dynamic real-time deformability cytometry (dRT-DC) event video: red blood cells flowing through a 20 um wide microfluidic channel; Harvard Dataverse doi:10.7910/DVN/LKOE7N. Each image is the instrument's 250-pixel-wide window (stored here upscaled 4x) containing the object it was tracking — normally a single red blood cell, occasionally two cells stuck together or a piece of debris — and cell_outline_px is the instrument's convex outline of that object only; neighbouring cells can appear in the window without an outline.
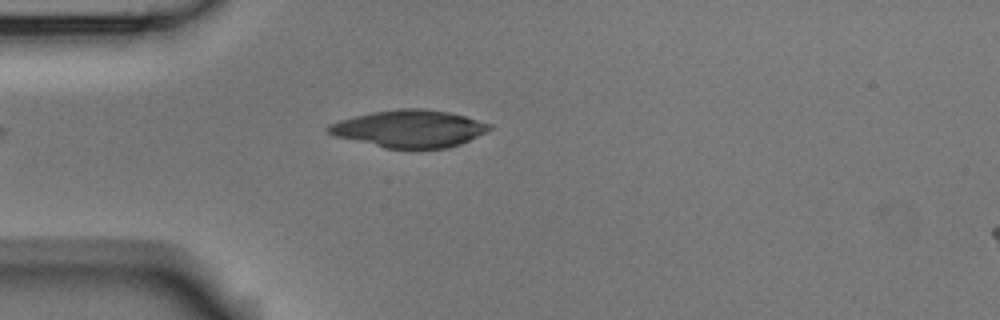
{"species": "Egyptian fruit bat (a non-hibernating species)", "species_latin": "Rousettus aegyptiacus", "temperature_condition": "room temperature", "stored_images_in_passage": 4, "camera_frame_rate_fps": 3000, "um_per_image_px": 0.085, "animal": {"sex": "male"}, "frame": {"image": 1, "passage_image": 4, "time_ms": 1.0, "image_size_px": [1000, 320], "cell_outline_px": [[492, 128], [460, 144], [448, 148], [384, 148], [336, 136], [328, 132], [324, 128], [328, 124], [340, 120], [372, 112], [396, 108], [424, 108], [448, 112], [464, 116], [492, 124]], "centroid_in_image_um": [34.78, 10.93], "position_along_channel_um": 50.2, "area_um2": 34.8}}